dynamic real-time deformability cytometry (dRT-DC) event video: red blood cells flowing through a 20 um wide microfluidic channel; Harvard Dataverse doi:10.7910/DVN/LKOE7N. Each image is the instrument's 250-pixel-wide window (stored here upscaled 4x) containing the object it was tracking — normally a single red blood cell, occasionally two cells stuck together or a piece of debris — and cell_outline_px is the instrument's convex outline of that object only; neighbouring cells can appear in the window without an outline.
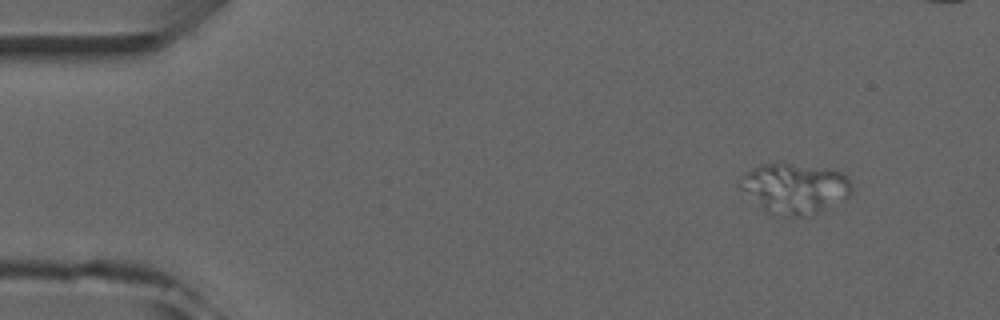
{"species": "common noctule bat (a hibernating species)", "species_latin": "Nyctalus noctula", "temperature_condition": "room temperature", "stored_images_in_passage": 5, "camera_frame_rate_fps": 3000, "um_per_image_px": 0.085, "animal": {"sex": "male", "forearm_length_mm": 52.5}, "frame": {"image": 1, "passage_image": 1, "time_ms": 0.0, "image_size_px": [1000, 320], "cell_outline_px": [[852, 192], [848, 196], [816, 212], [800, 216], [772, 216], [740, 188], [740, 184], [744, 172], [760, 164], [784, 160], [828, 168], [840, 172], [848, 180], [852, 188]], "centroid_in_image_um": [67.51, 15.94], "position_along_channel_um": 17.5, "area_um2": 32.89}}